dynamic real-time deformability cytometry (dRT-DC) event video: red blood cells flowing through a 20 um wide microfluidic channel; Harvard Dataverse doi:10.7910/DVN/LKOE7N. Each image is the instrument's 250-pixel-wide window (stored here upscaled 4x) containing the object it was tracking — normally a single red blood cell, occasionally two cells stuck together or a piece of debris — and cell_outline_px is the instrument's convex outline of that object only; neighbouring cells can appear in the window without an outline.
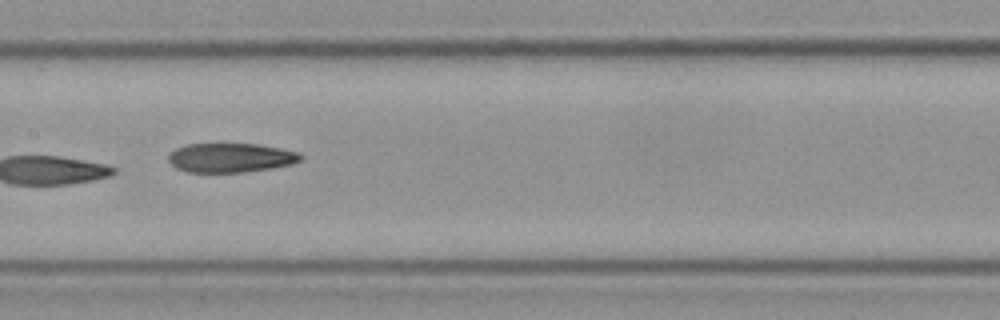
{"species": "Egyptian fruit bat (a non-hibernating species)", "species_latin": "Rousettus aegyptiacus", "temperature_condition": "cold", "stored_images_in_passage": 14, "camera_frame_rate_fps": 3000, "um_per_image_px": 0.085, "frame": {"image": 1, "passage_image": 8, "time_ms": 2.333, "image_size_px": [1000, 320], "cell_outline_px": [[304, 156], [300, 160], [292, 164], [272, 168], [244, 172], [188, 172], [176, 168], [168, 160], [168, 156], [176, 148], [188, 144], [260, 144], [300, 152]], "centroid_in_image_um": [19.64, 13.4], "position_along_channel_um": 187.8, "area_um2": 22.54}}
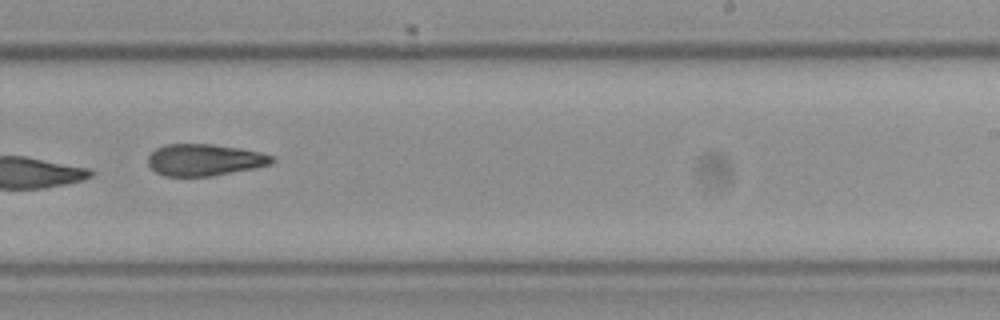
{"frame": {"image": 2, "passage_image": 10, "time_ms": 3.0, "image_size_px": [1000, 320], "cell_outline_px": [[276, 160], [272, 164], [256, 168], [212, 176], [164, 176], [156, 172], [148, 164], [148, 156], [156, 148], [164, 144], [212, 144], [240, 148], [260, 152], [272, 156]], "centroid_in_image_um": [17.4, 13.59], "position_along_channel_um": 271.6, "area_um2": 23.06}}
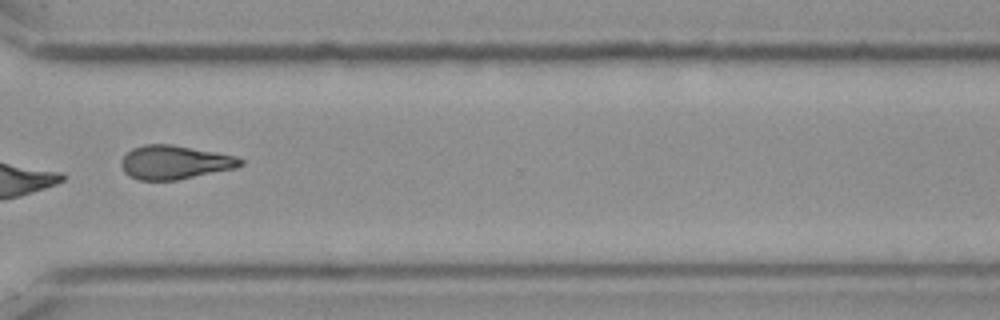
{"frame": {"image": 3, "passage_image": 12, "time_ms": 3.667, "image_size_px": [1000, 320], "cell_outline_px": [[244, 164], [236, 168], [176, 180], [140, 180], [128, 176], [124, 172], [120, 164], [120, 160], [132, 148], [144, 144], [172, 144], [216, 152], [236, 156], [244, 160]], "centroid_in_image_um": [14.84, 13.79], "position_along_channel_um": 355.8, "area_um2": 23.58}}